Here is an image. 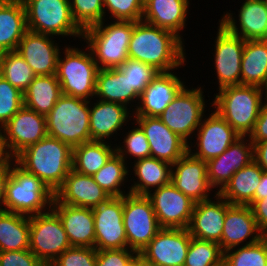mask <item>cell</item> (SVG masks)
<instances>
[{
  "label": "cell",
  "instance_id": "cell-1",
  "mask_svg": "<svg viewBox=\"0 0 267 266\" xmlns=\"http://www.w3.org/2000/svg\"><path fill=\"white\" fill-rule=\"evenodd\" d=\"M185 47L173 32L140 20L134 22L128 55L129 59L146 63L158 72H170L185 67Z\"/></svg>",
  "mask_w": 267,
  "mask_h": 266
},
{
  "label": "cell",
  "instance_id": "cell-2",
  "mask_svg": "<svg viewBox=\"0 0 267 266\" xmlns=\"http://www.w3.org/2000/svg\"><path fill=\"white\" fill-rule=\"evenodd\" d=\"M14 160L40 178L55 193L72 169V148L57 138L46 136L20 152Z\"/></svg>",
  "mask_w": 267,
  "mask_h": 266
},
{
  "label": "cell",
  "instance_id": "cell-3",
  "mask_svg": "<svg viewBox=\"0 0 267 266\" xmlns=\"http://www.w3.org/2000/svg\"><path fill=\"white\" fill-rule=\"evenodd\" d=\"M217 91L210 106L239 136H249L267 99V91L249 85L227 86Z\"/></svg>",
  "mask_w": 267,
  "mask_h": 266
},
{
  "label": "cell",
  "instance_id": "cell-4",
  "mask_svg": "<svg viewBox=\"0 0 267 266\" xmlns=\"http://www.w3.org/2000/svg\"><path fill=\"white\" fill-rule=\"evenodd\" d=\"M102 22L83 30L82 39L89 48L99 69L119 68L128 59V46L133 21Z\"/></svg>",
  "mask_w": 267,
  "mask_h": 266
},
{
  "label": "cell",
  "instance_id": "cell-5",
  "mask_svg": "<svg viewBox=\"0 0 267 266\" xmlns=\"http://www.w3.org/2000/svg\"><path fill=\"white\" fill-rule=\"evenodd\" d=\"M54 193L37 176L26 171L15 160L6 183L4 210L27 216L51 209ZM48 207V208H47Z\"/></svg>",
  "mask_w": 267,
  "mask_h": 266
},
{
  "label": "cell",
  "instance_id": "cell-6",
  "mask_svg": "<svg viewBox=\"0 0 267 266\" xmlns=\"http://www.w3.org/2000/svg\"><path fill=\"white\" fill-rule=\"evenodd\" d=\"M47 135L71 148L90 141V101L62 95L45 116Z\"/></svg>",
  "mask_w": 267,
  "mask_h": 266
},
{
  "label": "cell",
  "instance_id": "cell-7",
  "mask_svg": "<svg viewBox=\"0 0 267 266\" xmlns=\"http://www.w3.org/2000/svg\"><path fill=\"white\" fill-rule=\"evenodd\" d=\"M83 47L85 50L76 48V45H64V52H60L58 57L55 75L63 95L90 101L95 96L96 76L99 68L89 48Z\"/></svg>",
  "mask_w": 267,
  "mask_h": 266
},
{
  "label": "cell",
  "instance_id": "cell-8",
  "mask_svg": "<svg viewBox=\"0 0 267 266\" xmlns=\"http://www.w3.org/2000/svg\"><path fill=\"white\" fill-rule=\"evenodd\" d=\"M27 29L60 38L82 40L83 30L73 20L69 0H22ZM75 38V39H74Z\"/></svg>",
  "mask_w": 267,
  "mask_h": 266
},
{
  "label": "cell",
  "instance_id": "cell-9",
  "mask_svg": "<svg viewBox=\"0 0 267 266\" xmlns=\"http://www.w3.org/2000/svg\"><path fill=\"white\" fill-rule=\"evenodd\" d=\"M196 87L192 86L189 89L185 86L159 116L171 131L187 143L192 142L202 118L208 111L204 89L200 85Z\"/></svg>",
  "mask_w": 267,
  "mask_h": 266
},
{
  "label": "cell",
  "instance_id": "cell-10",
  "mask_svg": "<svg viewBox=\"0 0 267 266\" xmlns=\"http://www.w3.org/2000/svg\"><path fill=\"white\" fill-rule=\"evenodd\" d=\"M123 224L130 250L140 254L161 229L146 195L128 193L123 196Z\"/></svg>",
  "mask_w": 267,
  "mask_h": 266
},
{
  "label": "cell",
  "instance_id": "cell-11",
  "mask_svg": "<svg viewBox=\"0 0 267 266\" xmlns=\"http://www.w3.org/2000/svg\"><path fill=\"white\" fill-rule=\"evenodd\" d=\"M29 250L42 262H53L72 247L58 215L47 212L29 216Z\"/></svg>",
  "mask_w": 267,
  "mask_h": 266
},
{
  "label": "cell",
  "instance_id": "cell-12",
  "mask_svg": "<svg viewBox=\"0 0 267 266\" xmlns=\"http://www.w3.org/2000/svg\"><path fill=\"white\" fill-rule=\"evenodd\" d=\"M202 118L193 139L188 143V152L195 158L208 162L220 156L240 136L215 110ZM195 147V149H193Z\"/></svg>",
  "mask_w": 267,
  "mask_h": 266
},
{
  "label": "cell",
  "instance_id": "cell-13",
  "mask_svg": "<svg viewBox=\"0 0 267 266\" xmlns=\"http://www.w3.org/2000/svg\"><path fill=\"white\" fill-rule=\"evenodd\" d=\"M217 28L213 44V67L219 90L227 86L241 85V61L245 40L229 32L220 23Z\"/></svg>",
  "mask_w": 267,
  "mask_h": 266
},
{
  "label": "cell",
  "instance_id": "cell-14",
  "mask_svg": "<svg viewBox=\"0 0 267 266\" xmlns=\"http://www.w3.org/2000/svg\"><path fill=\"white\" fill-rule=\"evenodd\" d=\"M146 196L151 200L161 228H188L195 202L171 182L151 191Z\"/></svg>",
  "mask_w": 267,
  "mask_h": 266
},
{
  "label": "cell",
  "instance_id": "cell-15",
  "mask_svg": "<svg viewBox=\"0 0 267 266\" xmlns=\"http://www.w3.org/2000/svg\"><path fill=\"white\" fill-rule=\"evenodd\" d=\"M95 249L114 250L128 248L123 224V196L110 197L93 207Z\"/></svg>",
  "mask_w": 267,
  "mask_h": 266
},
{
  "label": "cell",
  "instance_id": "cell-16",
  "mask_svg": "<svg viewBox=\"0 0 267 266\" xmlns=\"http://www.w3.org/2000/svg\"><path fill=\"white\" fill-rule=\"evenodd\" d=\"M190 241L188 229L161 228L139 255L156 266H184Z\"/></svg>",
  "mask_w": 267,
  "mask_h": 266
},
{
  "label": "cell",
  "instance_id": "cell-17",
  "mask_svg": "<svg viewBox=\"0 0 267 266\" xmlns=\"http://www.w3.org/2000/svg\"><path fill=\"white\" fill-rule=\"evenodd\" d=\"M0 131L15 158L25 148L47 136L46 117L23 106Z\"/></svg>",
  "mask_w": 267,
  "mask_h": 266
},
{
  "label": "cell",
  "instance_id": "cell-18",
  "mask_svg": "<svg viewBox=\"0 0 267 266\" xmlns=\"http://www.w3.org/2000/svg\"><path fill=\"white\" fill-rule=\"evenodd\" d=\"M176 71L159 72L140 94L133 117H159L186 86ZM180 76V77H179Z\"/></svg>",
  "mask_w": 267,
  "mask_h": 266
},
{
  "label": "cell",
  "instance_id": "cell-19",
  "mask_svg": "<svg viewBox=\"0 0 267 266\" xmlns=\"http://www.w3.org/2000/svg\"><path fill=\"white\" fill-rule=\"evenodd\" d=\"M144 131L151 157L173 165L188 152V143L171 131L159 117H133Z\"/></svg>",
  "mask_w": 267,
  "mask_h": 266
},
{
  "label": "cell",
  "instance_id": "cell-20",
  "mask_svg": "<svg viewBox=\"0 0 267 266\" xmlns=\"http://www.w3.org/2000/svg\"><path fill=\"white\" fill-rule=\"evenodd\" d=\"M253 160V143L248 136H240L220 156L207 162L209 184L219 193L236 171Z\"/></svg>",
  "mask_w": 267,
  "mask_h": 266
},
{
  "label": "cell",
  "instance_id": "cell-21",
  "mask_svg": "<svg viewBox=\"0 0 267 266\" xmlns=\"http://www.w3.org/2000/svg\"><path fill=\"white\" fill-rule=\"evenodd\" d=\"M239 8L238 15L223 12L219 23L245 41L267 40V1L244 0Z\"/></svg>",
  "mask_w": 267,
  "mask_h": 266
},
{
  "label": "cell",
  "instance_id": "cell-22",
  "mask_svg": "<svg viewBox=\"0 0 267 266\" xmlns=\"http://www.w3.org/2000/svg\"><path fill=\"white\" fill-rule=\"evenodd\" d=\"M55 37L27 30L19 42L17 52L25 59L36 76L56 74L57 62L63 47ZM54 39V40H53Z\"/></svg>",
  "mask_w": 267,
  "mask_h": 266
},
{
  "label": "cell",
  "instance_id": "cell-23",
  "mask_svg": "<svg viewBox=\"0 0 267 266\" xmlns=\"http://www.w3.org/2000/svg\"><path fill=\"white\" fill-rule=\"evenodd\" d=\"M171 183L195 203L210 199L214 192L207 177V162L189 152L172 165Z\"/></svg>",
  "mask_w": 267,
  "mask_h": 266
},
{
  "label": "cell",
  "instance_id": "cell-24",
  "mask_svg": "<svg viewBox=\"0 0 267 266\" xmlns=\"http://www.w3.org/2000/svg\"><path fill=\"white\" fill-rule=\"evenodd\" d=\"M208 200L194 204L192 217L188 226L191 237L221 242L226 209L231 205L219 193L214 192ZM216 200V201H215Z\"/></svg>",
  "mask_w": 267,
  "mask_h": 266
},
{
  "label": "cell",
  "instance_id": "cell-25",
  "mask_svg": "<svg viewBox=\"0 0 267 266\" xmlns=\"http://www.w3.org/2000/svg\"><path fill=\"white\" fill-rule=\"evenodd\" d=\"M93 100L96 102L90 100V141L113 143L111 138L119 135L117 131L122 133L124 126L127 129L128 122L133 121V111L120 103Z\"/></svg>",
  "mask_w": 267,
  "mask_h": 266
},
{
  "label": "cell",
  "instance_id": "cell-26",
  "mask_svg": "<svg viewBox=\"0 0 267 266\" xmlns=\"http://www.w3.org/2000/svg\"><path fill=\"white\" fill-rule=\"evenodd\" d=\"M263 237L264 235L258 229L249 205H230L226 209L221 242L219 243L223 252L256 243Z\"/></svg>",
  "mask_w": 267,
  "mask_h": 266
},
{
  "label": "cell",
  "instance_id": "cell-27",
  "mask_svg": "<svg viewBox=\"0 0 267 266\" xmlns=\"http://www.w3.org/2000/svg\"><path fill=\"white\" fill-rule=\"evenodd\" d=\"M51 209L61 220L71 246L95 248L92 208L66 205L54 198Z\"/></svg>",
  "mask_w": 267,
  "mask_h": 266
},
{
  "label": "cell",
  "instance_id": "cell-28",
  "mask_svg": "<svg viewBox=\"0 0 267 266\" xmlns=\"http://www.w3.org/2000/svg\"><path fill=\"white\" fill-rule=\"evenodd\" d=\"M108 195L92 176L70 170L61 187L54 193V198L66 205L93 208L106 202Z\"/></svg>",
  "mask_w": 267,
  "mask_h": 266
},
{
  "label": "cell",
  "instance_id": "cell-29",
  "mask_svg": "<svg viewBox=\"0 0 267 266\" xmlns=\"http://www.w3.org/2000/svg\"><path fill=\"white\" fill-rule=\"evenodd\" d=\"M191 0H147L144 2L143 21L169 30L184 43L182 33L187 26V14ZM181 33V34H180Z\"/></svg>",
  "mask_w": 267,
  "mask_h": 266
},
{
  "label": "cell",
  "instance_id": "cell-30",
  "mask_svg": "<svg viewBox=\"0 0 267 266\" xmlns=\"http://www.w3.org/2000/svg\"><path fill=\"white\" fill-rule=\"evenodd\" d=\"M130 162L131 185L128 190L135 195H148L151 191L171 182L172 165L153 157ZM134 163V164H133ZM132 165V166H131ZM134 165V166H133ZM132 167V169H131ZM132 170V171H131Z\"/></svg>",
  "mask_w": 267,
  "mask_h": 266
},
{
  "label": "cell",
  "instance_id": "cell-31",
  "mask_svg": "<svg viewBox=\"0 0 267 266\" xmlns=\"http://www.w3.org/2000/svg\"><path fill=\"white\" fill-rule=\"evenodd\" d=\"M139 97L140 95L131 88L128 78L118 68L98 70L94 98L129 106L134 112Z\"/></svg>",
  "mask_w": 267,
  "mask_h": 266
},
{
  "label": "cell",
  "instance_id": "cell-32",
  "mask_svg": "<svg viewBox=\"0 0 267 266\" xmlns=\"http://www.w3.org/2000/svg\"><path fill=\"white\" fill-rule=\"evenodd\" d=\"M27 30L22 0H0V53L17 50Z\"/></svg>",
  "mask_w": 267,
  "mask_h": 266
},
{
  "label": "cell",
  "instance_id": "cell-33",
  "mask_svg": "<svg viewBox=\"0 0 267 266\" xmlns=\"http://www.w3.org/2000/svg\"><path fill=\"white\" fill-rule=\"evenodd\" d=\"M263 170L253 160L235 172L219 194L231 205H248L255 196Z\"/></svg>",
  "mask_w": 267,
  "mask_h": 266
},
{
  "label": "cell",
  "instance_id": "cell-34",
  "mask_svg": "<svg viewBox=\"0 0 267 266\" xmlns=\"http://www.w3.org/2000/svg\"><path fill=\"white\" fill-rule=\"evenodd\" d=\"M241 85L256 86L267 91V40L245 41Z\"/></svg>",
  "mask_w": 267,
  "mask_h": 266
},
{
  "label": "cell",
  "instance_id": "cell-35",
  "mask_svg": "<svg viewBox=\"0 0 267 266\" xmlns=\"http://www.w3.org/2000/svg\"><path fill=\"white\" fill-rule=\"evenodd\" d=\"M62 95L55 74L36 76L23 93V104L26 108L46 116Z\"/></svg>",
  "mask_w": 267,
  "mask_h": 266
},
{
  "label": "cell",
  "instance_id": "cell-36",
  "mask_svg": "<svg viewBox=\"0 0 267 266\" xmlns=\"http://www.w3.org/2000/svg\"><path fill=\"white\" fill-rule=\"evenodd\" d=\"M115 145L108 141H89L72 148V170L93 176L116 152Z\"/></svg>",
  "mask_w": 267,
  "mask_h": 266
},
{
  "label": "cell",
  "instance_id": "cell-37",
  "mask_svg": "<svg viewBox=\"0 0 267 266\" xmlns=\"http://www.w3.org/2000/svg\"><path fill=\"white\" fill-rule=\"evenodd\" d=\"M29 216L9 211L0 212V252L28 250Z\"/></svg>",
  "mask_w": 267,
  "mask_h": 266
},
{
  "label": "cell",
  "instance_id": "cell-38",
  "mask_svg": "<svg viewBox=\"0 0 267 266\" xmlns=\"http://www.w3.org/2000/svg\"><path fill=\"white\" fill-rule=\"evenodd\" d=\"M129 166L130 165L115 152L107 163L92 177L108 195L111 197H121L130 193L129 190L126 191L125 189V187H127V182L130 183L128 177L131 176L128 175H133L132 173L129 174Z\"/></svg>",
  "mask_w": 267,
  "mask_h": 266
},
{
  "label": "cell",
  "instance_id": "cell-39",
  "mask_svg": "<svg viewBox=\"0 0 267 266\" xmlns=\"http://www.w3.org/2000/svg\"><path fill=\"white\" fill-rule=\"evenodd\" d=\"M1 76L22 93L36 77L25 59L15 50L1 53Z\"/></svg>",
  "mask_w": 267,
  "mask_h": 266
},
{
  "label": "cell",
  "instance_id": "cell-40",
  "mask_svg": "<svg viewBox=\"0 0 267 266\" xmlns=\"http://www.w3.org/2000/svg\"><path fill=\"white\" fill-rule=\"evenodd\" d=\"M223 266H267V239L225 251Z\"/></svg>",
  "mask_w": 267,
  "mask_h": 266
},
{
  "label": "cell",
  "instance_id": "cell-41",
  "mask_svg": "<svg viewBox=\"0 0 267 266\" xmlns=\"http://www.w3.org/2000/svg\"><path fill=\"white\" fill-rule=\"evenodd\" d=\"M223 259L219 243L191 237L184 266H223Z\"/></svg>",
  "mask_w": 267,
  "mask_h": 266
},
{
  "label": "cell",
  "instance_id": "cell-42",
  "mask_svg": "<svg viewBox=\"0 0 267 266\" xmlns=\"http://www.w3.org/2000/svg\"><path fill=\"white\" fill-rule=\"evenodd\" d=\"M133 127L131 130L128 128V132H125L124 129L122 130L123 142L117 145L116 143V152L130 165L128 162L131 158L134 161L149 158L151 157L150 146L147 140V137L141 127L134 122L131 121ZM134 124H136L134 126ZM124 134V135H123ZM124 143V144H123ZM122 144V145H121ZM127 158L129 160H127Z\"/></svg>",
  "mask_w": 267,
  "mask_h": 266
},
{
  "label": "cell",
  "instance_id": "cell-43",
  "mask_svg": "<svg viewBox=\"0 0 267 266\" xmlns=\"http://www.w3.org/2000/svg\"><path fill=\"white\" fill-rule=\"evenodd\" d=\"M73 20L82 29L104 20L103 0H69Z\"/></svg>",
  "mask_w": 267,
  "mask_h": 266
},
{
  "label": "cell",
  "instance_id": "cell-44",
  "mask_svg": "<svg viewBox=\"0 0 267 266\" xmlns=\"http://www.w3.org/2000/svg\"><path fill=\"white\" fill-rule=\"evenodd\" d=\"M104 19L140 21L143 16L144 2L142 0H103ZM109 15H107V14Z\"/></svg>",
  "mask_w": 267,
  "mask_h": 266
},
{
  "label": "cell",
  "instance_id": "cell-45",
  "mask_svg": "<svg viewBox=\"0 0 267 266\" xmlns=\"http://www.w3.org/2000/svg\"><path fill=\"white\" fill-rule=\"evenodd\" d=\"M23 106V93L0 76V130Z\"/></svg>",
  "mask_w": 267,
  "mask_h": 266
},
{
  "label": "cell",
  "instance_id": "cell-46",
  "mask_svg": "<svg viewBox=\"0 0 267 266\" xmlns=\"http://www.w3.org/2000/svg\"><path fill=\"white\" fill-rule=\"evenodd\" d=\"M118 69L125 75L126 78H128L131 88H133L139 95L159 73L146 63L133 59H128Z\"/></svg>",
  "mask_w": 267,
  "mask_h": 266
},
{
  "label": "cell",
  "instance_id": "cell-47",
  "mask_svg": "<svg viewBox=\"0 0 267 266\" xmlns=\"http://www.w3.org/2000/svg\"><path fill=\"white\" fill-rule=\"evenodd\" d=\"M95 248L70 247L59 255L53 262L57 266H96Z\"/></svg>",
  "mask_w": 267,
  "mask_h": 266
},
{
  "label": "cell",
  "instance_id": "cell-48",
  "mask_svg": "<svg viewBox=\"0 0 267 266\" xmlns=\"http://www.w3.org/2000/svg\"><path fill=\"white\" fill-rule=\"evenodd\" d=\"M136 255L129 248L97 250L96 266H127Z\"/></svg>",
  "mask_w": 267,
  "mask_h": 266
},
{
  "label": "cell",
  "instance_id": "cell-49",
  "mask_svg": "<svg viewBox=\"0 0 267 266\" xmlns=\"http://www.w3.org/2000/svg\"><path fill=\"white\" fill-rule=\"evenodd\" d=\"M41 262L29 249L0 252V266H40Z\"/></svg>",
  "mask_w": 267,
  "mask_h": 266
},
{
  "label": "cell",
  "instance_id": "cell-50",
  "mask_svg": "<svg viewBox=\"0 0 267 266\" xmlns=\"http://www.w3.org/2000/svg\"><path fill=\"white\" fill-rule=\"evenodd\" d=\"M250 141L256 142L267 140V99L264 101L253 131L249 134Z\"/></svg>",
  "mask_w": 267,
  "mask_h": 266
},
{
  "label": "cell",
  "instance_id": "cell-51",
  "mask_svg": "<svg viewBox=\"0 0 267 266\" xmlns=\"http://www.w3.org/2000/svg\"><path fill=\"white\" fill-rule=\"evenodd\" d=\"M256 219L257 227L263 235L267 234V195L261 200H252L248 204Z\"/></svg>",
  "mask_w": 267,
  "mask_h": 266
},
{
  "label": "cell",
  "instance_id": "cell-52",
  "mask_svg": "<svg viewBox=\"0 0 267 266\" xmlns=\"http://www.w3.org/2000/svg\"><path fill=\"white\" fill-rule=\"evenodd\" d=\"M254 161L263 171H267V140L253 144Z\"/></svg>",
  "mask_w": 267,
  "mask_h": 266
},
{
  "label": "cell",
  "instance_id": "cell-53",
  "mask_svg": "<svg viewBox=\"0 0 267 266\" xmlns=\"http://www.w3.org/2000/svg\"><path fill=\"white\" fill-rule=\"evenodd\" d=\"M14 157L10 154L3 135L0 131V169H11Z\"/></svg>",
  "mask_w": 267,
  "mask_h": 266
},
{
  "label": "cell",
  "instance_id": "cell-54",
  "mask_svg": "<svg viewBox=\"0 0 267 266\" xmlns=\"http://www.w3.org/2000/svg\"><path fill=\"white\" fill-rule=\"evenodd\" d=\"M11 169H0V212L4 211V198L6 183L10 176Z\"/></svg>",
  "mask_w": 267,
  "mask_h": 266
},
{
  "label": "cell",
  "instance_id": "cell-55",
  "mask_svg": "<svg viewBox=\"0 0 267 266\" xmlns=\"http://www.w3.org/2000/svg\"><path fill=\"white\" fill-rule=\"evenodd\" d=\"M267 195V171H263L260 184L255 190V196L253 200H261Z\"/></svg>",
  "mask_w": 267,
  "mask_h": 266
},
{
  "label": "cell",
  "instance_id": "cell-56",
  "mask_svg": "<svg viewBox=\"0 0 267 266\" xmlns=\"http://www.w3.org/2000/svg\"><path fill=\"white\" fill-rule=\"evenodd\" d=\"M127 266H140V255L137 254Z\"/></svg>",
  "mask_w": 267,
  "mask_h": 266
},
{
  "label": "cell",
  "instance_id": "cell-57",
  "mask_svg": "<svg viewBox=\"0 0 267 266\" xmlns=\"http://www.w3.org/2000/svg\"><path fill=\"white\" fill-rule=\"evenodd\" d=\"M140 266H156V265L151 264V263L145 261V260L140 256Z\"/></svg>",
  "mask_w": 267,
  "mask_h": 266
},
{
  "label": "cell",
  "instance_id": "cell-58",
  "mask_svg": "<svg viewBox=\"0 0 267 266\" xmlns=\"http://www.w3.org/2000/svg\"><path fill=\"white\" fill-rule=\"evenodd\" d=\"M40 266H57L54 262H41Z\"/></svg>",
  "mask_w": 267,
  "mask_h": 266
}]
</instances>
